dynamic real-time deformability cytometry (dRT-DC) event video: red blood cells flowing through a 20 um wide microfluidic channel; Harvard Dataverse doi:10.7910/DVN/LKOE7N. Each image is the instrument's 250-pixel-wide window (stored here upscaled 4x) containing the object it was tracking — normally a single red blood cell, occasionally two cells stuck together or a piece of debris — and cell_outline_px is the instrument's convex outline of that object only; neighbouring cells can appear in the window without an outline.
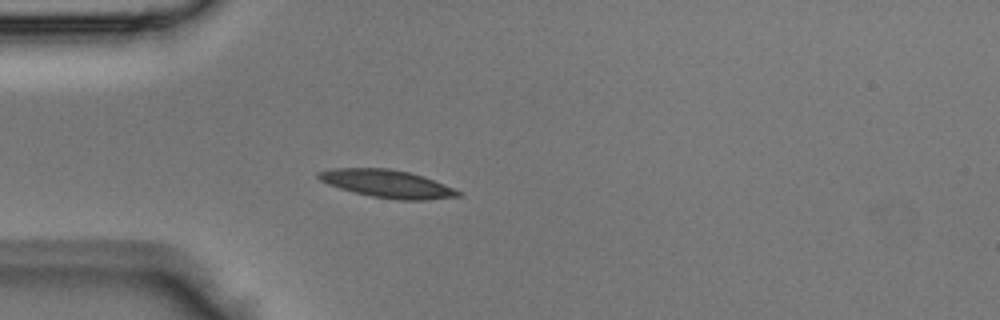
{"species": "Egyptian fruit bat (a non-hibernating species)", "species_latin": "Rousettus aegyptiacus", "temperature_condition": "room temperature", "stored_images_in_passage": 2, "camera_frame_rate_fps": 3000, "um_per_image_px": 0.085, "animal": {"sex": "male"}, "frame": {"image": 1, "passage_image": 2, "time_ms": 0.333, "image_size_px": [1000, 320], "cell_outline_px": [[460, 196], [424, 200], [400, 200], [372, 196], [340, 188], [328, 184], [320, 180], [316, 176], [316, 172], [332, 168], [388, 168], [408, 172], [432, 180], [452, 188], [460, 192]], "centroid_in_image_um": [32.84, 15.61], "position_along_channel_um": 52.2, "area_um2": 22.14}}